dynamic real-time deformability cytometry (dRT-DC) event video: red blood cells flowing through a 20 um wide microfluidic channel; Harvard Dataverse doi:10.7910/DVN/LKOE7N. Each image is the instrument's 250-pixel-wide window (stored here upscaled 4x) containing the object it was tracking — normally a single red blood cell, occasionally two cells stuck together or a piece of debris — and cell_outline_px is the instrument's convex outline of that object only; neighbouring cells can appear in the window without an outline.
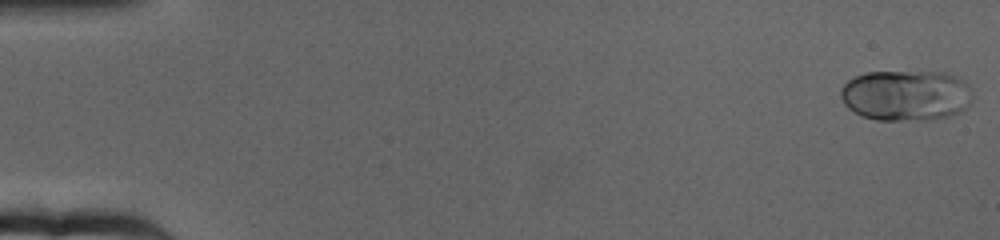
{"species": "human", "species_latin": "Homo sapiens", "temperature_condition": "cold", "stored_images_in_passage": 64, "camera_frame_rate_fps": 3000, "um_per_image_px": 0.085, "donor": {"sex": "female"}, "frame": {"image": 1, "passage_image": 1, "time_ms": 0.0, "image_size_px": [1000, 240], "cell_outline_px": [[972, 96], [968, 104], [960, 112], [948, 116], [932, 120], [876, 120], [860, 116], [848, 108], [844, 104], [840, 96], [840, 88], [848, 80], [856, 76], [868, 72], [952, 72], [964, 80], [972, 88]], "centroid_in_image_um": [77.02, 8.1], "position_along_channel_um": 8.0, "area_um2": 39.59}}
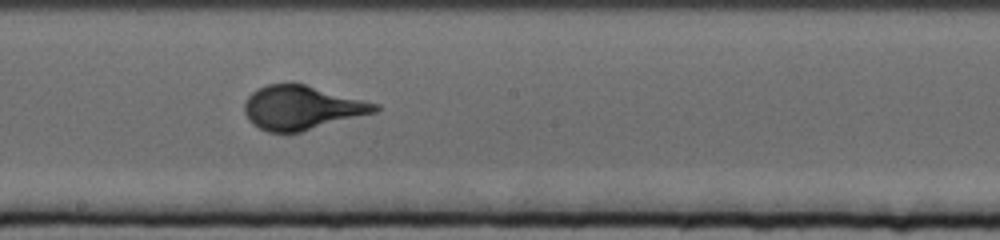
{"frame": {"image": 2, "passage_image": 36, "time_ms": 11.667, "image_size_px": [1000, 240], "cell_outline_px": [[380, 108], [376, 112], [300, 132], [268, 132], [252, 124], [248, 120], [244, 112], [244, 104], [248, 96], [252, 92], [268, 84], [304, 84], [380, 104]], "centroid_in_image_um": [25.64, 9.16], "position_along_channel_um": 222.6, "area_um2": 33.12}}
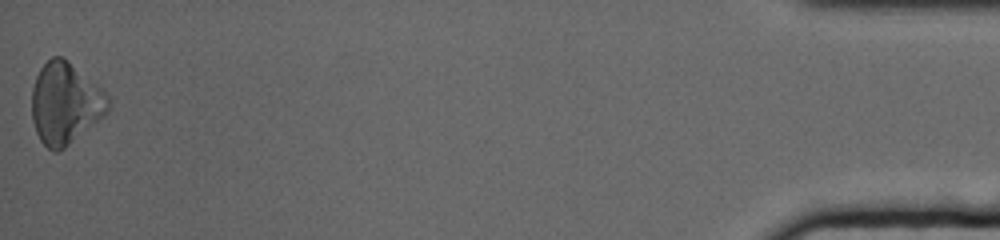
{"frame": {"image": 3, "passage_image": 64, "time_ms": 21.0, "image_size_px": [1000, 240], "cell_outline_px": [[108, 112], [104, 116], [64, 148], [56, 152], [52, 152], [40, 140], [36, 132], [32, 120], [32, 88], [36, 76], [40, 68], [52, 56], [60, 56], [68, 60], [96, 84], [108, 96]], "centroid_in_image_um": [5.51, 8.78], "position_along_channel_um": 429.7, "area_um2": 35.95}}